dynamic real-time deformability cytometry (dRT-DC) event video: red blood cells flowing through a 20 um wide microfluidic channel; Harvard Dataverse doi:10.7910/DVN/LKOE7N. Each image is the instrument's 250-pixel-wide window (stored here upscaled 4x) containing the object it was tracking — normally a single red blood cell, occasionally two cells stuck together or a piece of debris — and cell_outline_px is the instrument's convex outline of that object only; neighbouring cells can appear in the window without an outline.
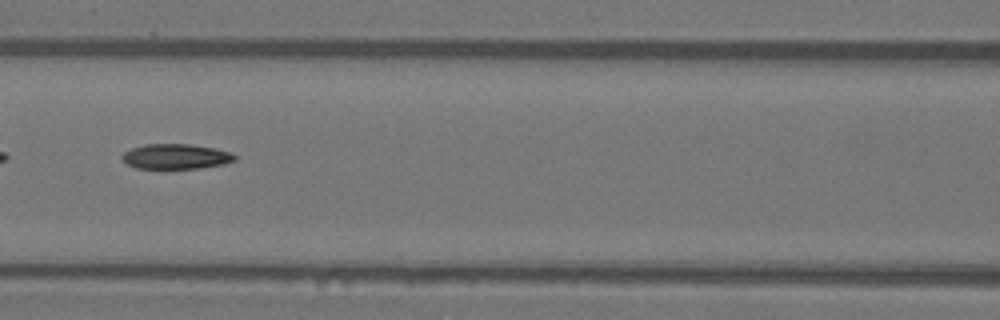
{"species": "Egyptian fruit bat (a non-hibernating species)", "species_latin": "Rousettus aegyptiacus", "temperature_condition": "warm", "stored_images_in_passage": 50, "segment_of_instrument_passage": [2, 2], "camera_frame_rate_fps": 3000, "um_per_image_px": 0.085, "animal": {"sex": "female"}, "frame": {"image": 1, "passage_image": 23, "time_ms": 7.333, "image_size_px": [1000, 320], "cell_outline_px": [[236, 160], [224, 164], [200, 168], [136, 168], [128, 164], [120, 156], [124, 152], [132, 148], [144, 144], [188, 144], [212, 148], [228, 152], [236, 156]], "centroid_in_image_um": [14.93, 13.3], "position_along_channel_um": 151.7, "area_um2": 16.24}}
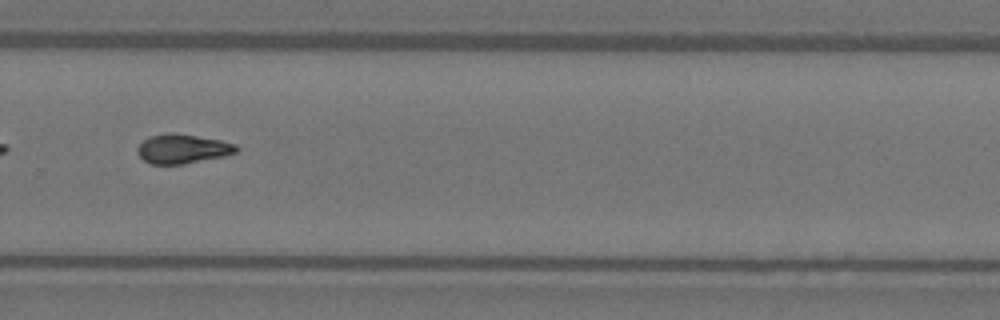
{"frame": {"image": 2, "passage_image": 35, "time_ms": 11.333, "image_size_px": [1000, 320], "cell_outline_px": [[240, 148], [236, 152], [224, 156], [184, 164], [152, 164], [144, 160], [140, 156], [136, 148], [148, 136], [164, 132], [172, 132], [220, 140], [236, 144]], "centroid_in_image_um": [15.51, 12.64], "position_along_channel_um": 314.3, "area_um2": 16.94}}
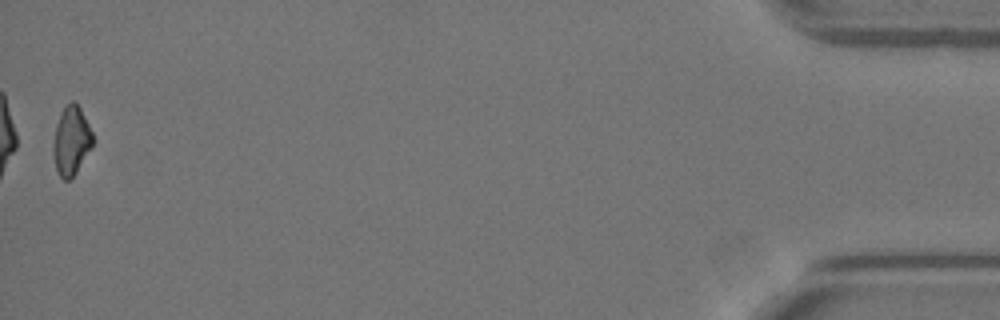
{"frame": {"image": 3, "passage_image": 50, "time_ms": 16.333, "image_size_px": [1000, 320], "cell_outline_px": [[96, 140], [92, 148], [76, 172], [68, 180], [64, 180], [56, 172], [52, 152], [52, 144], [56, 124], [60, 112], [72, 100], [76, 100]], "centroid_in_image_um": [6.06, 11.96], "position_along_channel_um": 429.1, "area_um2": 16.18}}